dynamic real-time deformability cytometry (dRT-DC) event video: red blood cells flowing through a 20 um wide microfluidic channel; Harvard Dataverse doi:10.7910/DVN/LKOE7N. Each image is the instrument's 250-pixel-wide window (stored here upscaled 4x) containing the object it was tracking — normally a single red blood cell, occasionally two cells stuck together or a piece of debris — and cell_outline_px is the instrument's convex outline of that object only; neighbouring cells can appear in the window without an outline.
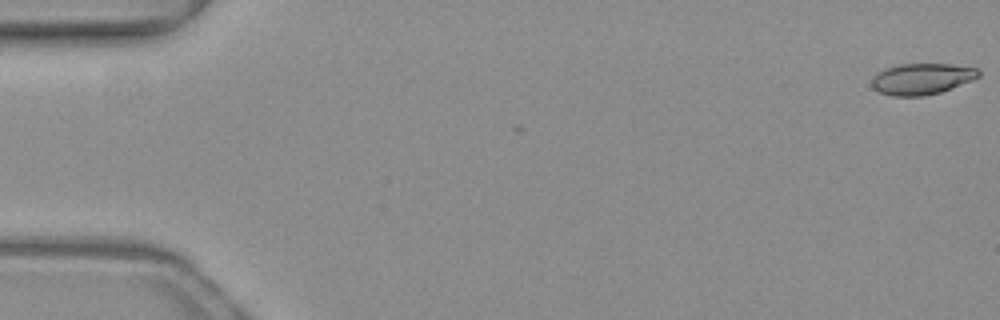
{"species": "common noctule bat (a hibernating species)", "species_latin": "Nyctalus noctula", "temperature_condition": "warm", "stored_images_in_passage": 5, "camera_frame_rate_fps": 3000, "um_per_image_px": 0.085, "animal": {"sex": "female", "body_mass_g": 19.3, "forearm_length_mm": 54.1}, "frame": {"image": 1, "passage_image": 1, "time_ms": 0.0, "image_size_px": [1000, 320], "cell_outline_px": [[980, 76], [972, 80], [940, 92], [924, 96], [892, 96], [880, 92], [872, 88], [872, 76], [884, 68], [900, 64], [948, 64], [976, 68], [980, 72]], "centroid_in_image_um": [78.32, 6.7], "position_along_channel_um": 6.7, "area_um2": 19.36}}